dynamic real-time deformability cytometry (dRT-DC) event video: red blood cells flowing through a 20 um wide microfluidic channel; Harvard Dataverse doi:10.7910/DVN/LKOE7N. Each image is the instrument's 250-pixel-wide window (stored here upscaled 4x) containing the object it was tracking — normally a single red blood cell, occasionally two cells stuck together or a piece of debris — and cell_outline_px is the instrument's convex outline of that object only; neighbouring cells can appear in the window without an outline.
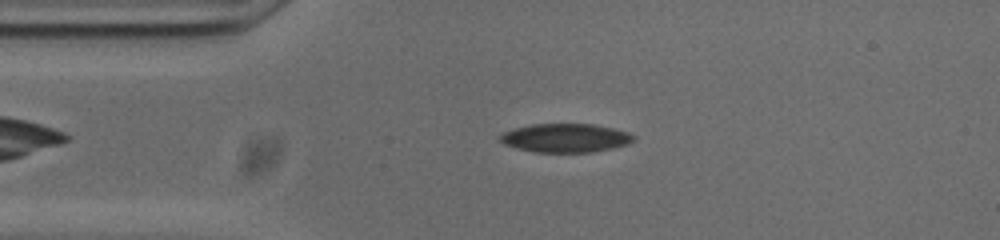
{"species": "common noctule bat (a hibernating species)", "species_latin": "Nyctalus noctula", "temperature_condition": "cold", "stored_images_in_passage": 51, "camera_frame_rate_fps": 3000, "um_per_image_px": 0.085, "animal": {"sex": "male", "body_mass_g": 20.0, "forearm_length_mm": 53.3}, "frame": {"image": 1, "passage_image": 9, "time_ms": 2.667, "image_size_px": [1000, 240], "cell_outline_px": [[636, 136], [628, 144], [612, 148], [592, 152], [536, 152], [516, 148], [504, 144], [500, 140], [500, 136], [504, 132], [516, 128], [532, 124], [592, 124], [612, 128], [628, 132]], "centroid_in_image_um": [48.07, 11.73], "position_along_channel_um": 36.9, "area_um2": 22.14}}
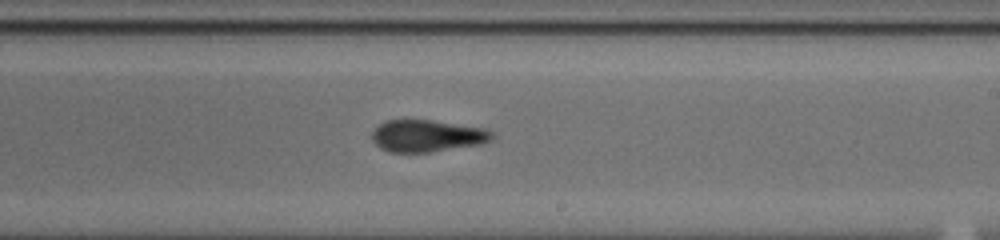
{"frame": {"image": 2, "passage_image": 28, "time_ms": 9.0, "image_size_px": [1000, 240], "cell_outline_px": [[492, 140], [480, 144], [428, 152], [388, 152], [380, 148], [372, 140], [372, 132], [384, 120], [432, 120], [484, 128], [492, 132]], "centroid_in_image_um": [36.27, 11.54], "position_along_channel_um": 252.7, "area_um2": 22.2}}
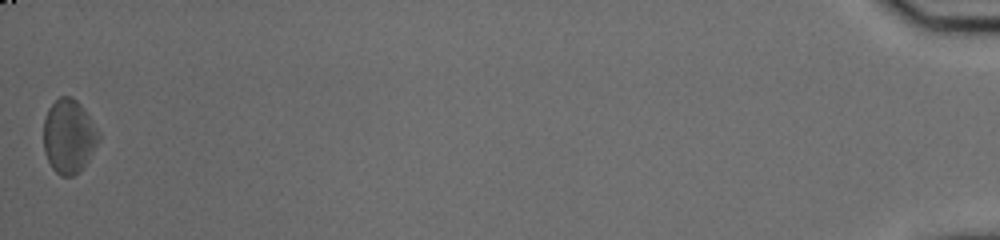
{"frame": {"image": 3, "passage_image": 51, "time_ms": 16.667, "image_size_px": [1000, 240], "cell_outline_px": [[100, 140], [88, 160], [80, 172], [72, 176], [60, 176], [52, 168], [44, 152], [44, 120], [48, 108], [60, 96], [72, 96], [80, 104], [100, 132]], "centroid_in_image_um": [5.86, 11.59], "position_along_channel_um": 429.3, "area_um2": 23.81}, "authors_computed_cell_mechanics": {"area_um2": 22.4842, "velocity_mm_per_s": 3.7423, "shape_relaxation_time_tau1_ms": null, "shape_relaxation_time_tau2_ms": 4.4634, "deformation_change_tau1": null, "deformation_change_tau2": 0.1315}}